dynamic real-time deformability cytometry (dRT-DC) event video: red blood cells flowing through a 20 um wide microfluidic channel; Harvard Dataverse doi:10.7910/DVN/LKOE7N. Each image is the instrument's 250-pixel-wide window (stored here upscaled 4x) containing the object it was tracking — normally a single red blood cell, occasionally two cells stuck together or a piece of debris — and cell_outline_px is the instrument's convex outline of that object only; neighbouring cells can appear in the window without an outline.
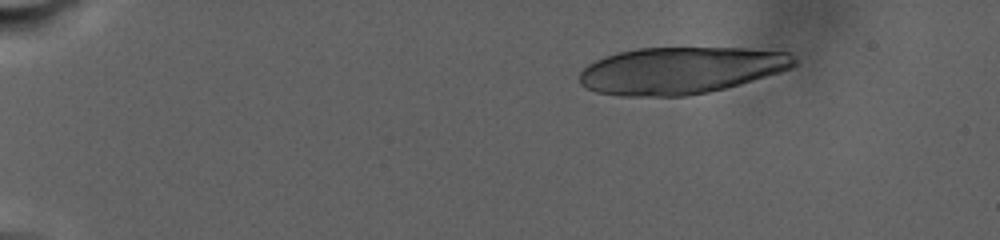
{"species": "human", "species_latin": "Homo sapiens", "temperature_condition": "warm", "stored_images_in_passage": 15, "camera_frame_rate_fps": 3000, "um_per_image_px": 0.085, "donor": {"sex": "male"}, "frame": {"image": 1, "passage_image": 1, "time_ms": 0.0, "image_size_px": [1000, 240], "cell_outline_px": [[796, 64], [792, 68], [780, 72], [740, 84], [708, 92], [688, 96], [620, 96], [596, 92], [584, 88], [580, 84], [580, 72], [588, 64], [604, 56], [636, 48], [744, 48], [788, 52], [796, 60]], "centroid_in_image_um": [57.83, 5.99], "position_along_channel_um": 27.2, "area_um2": 58.72}}